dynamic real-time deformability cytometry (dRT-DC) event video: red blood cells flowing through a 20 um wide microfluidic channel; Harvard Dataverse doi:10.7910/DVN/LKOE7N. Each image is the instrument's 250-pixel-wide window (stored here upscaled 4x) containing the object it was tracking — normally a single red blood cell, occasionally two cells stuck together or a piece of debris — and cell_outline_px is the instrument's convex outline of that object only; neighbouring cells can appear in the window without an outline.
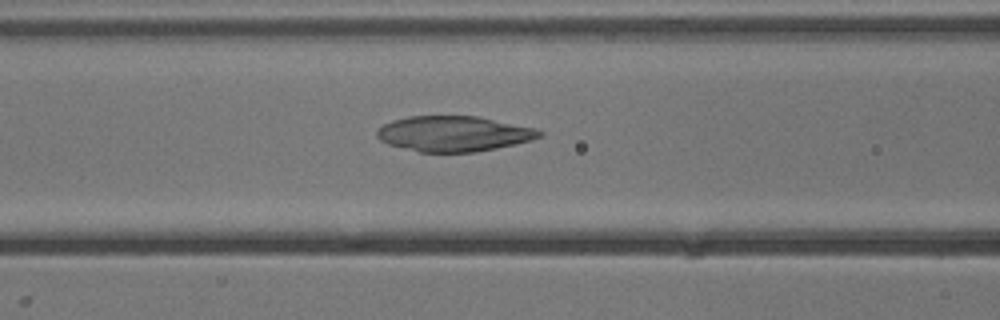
{"species": "common noctule bat (a hibernating species)", "species_latin": "Nyctalus noctula", "temperature_condition": "cold", "stored_images_in_passage": 53, "camera_frame_rate_fps": 3000, "um_per_image_px": 0.085, "animal": {"sex": "male", "body_mass_g": 13.3}, "frame": {"image": 1, "passage_image": 22, "time_ms": 7.0, "image_size_px": [1000, 320], "cell_outline_px": [[544, 136], [532, 140], [496, 148], [476, 152], [420, 152], [388, 144], [380, 140], [376, 136], [376, 132], [384, 124], [392, 120], [408, 116], [480, 116], [536, 128], [544, 132]], "centroid_in_image_um": [38.6, 11.36], "position_along_channel_um": 128.0, "area_um2": 33.7}}
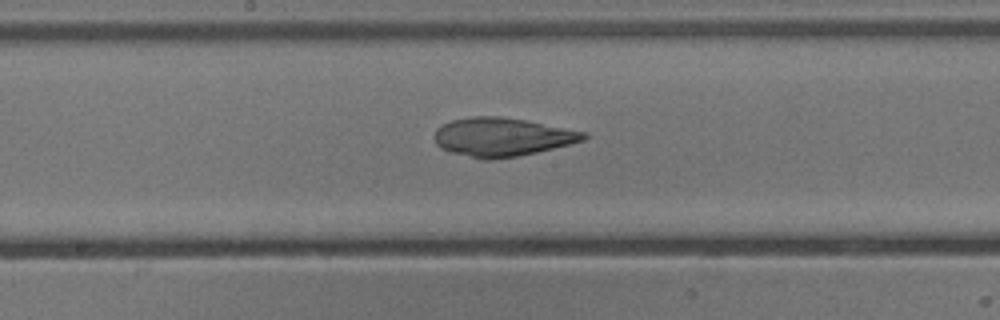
{"frame": {"image": 2, "passage_image": 28, "time_ms": 9.0, "image_size_px": [1000, 320], "cell_outline_px": [[588, 136], [584, 140], [536, 152], [516, 156], [488, 160], [480, 160], [452, 152], [440, 148], [436, 144], [432, 136], [436, 128], [452, 120], [472, 116], [500, 116], [524, 120], [588, 132]], "centroid_in_image_um": [42.63, 11.64], "position_along_channel_um": 205.6, "area_um2": 33.52}}
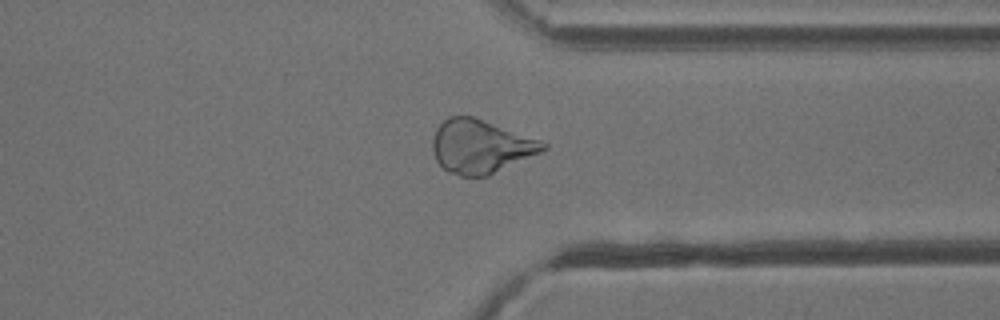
{"frame": {"image": 3, "passage_image": 41, "time_ms": 13.333, "image_size_px": [1000, 320], "cell_outline_px": [[548, 148], [540, 152], [488, 176], [460, 176], [448, 172], [436, 160], [432, 148], [432, 140], [436, 128], [448, 116], [472, 116], [484, 120], [540, 140], [548, 144]], "centroid_in_image_um": [40.83, 12.45], "position_along_channel_um": 370.6, "area_um2": 34.22}}